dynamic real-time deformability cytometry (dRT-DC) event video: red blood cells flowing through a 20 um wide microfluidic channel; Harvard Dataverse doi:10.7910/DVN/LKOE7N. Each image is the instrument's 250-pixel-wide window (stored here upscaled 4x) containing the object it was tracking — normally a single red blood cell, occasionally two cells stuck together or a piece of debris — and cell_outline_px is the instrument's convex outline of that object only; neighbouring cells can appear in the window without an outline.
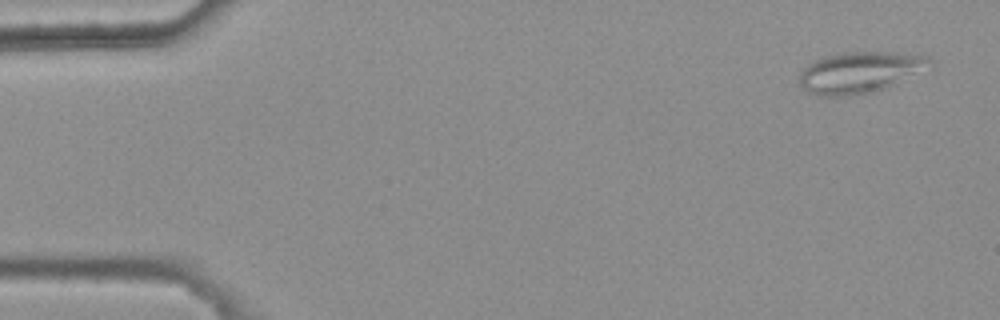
{"species": "common noctule bat (a hibernating species)", "species_latin": "Nyctalus noctula", "temperature_condition": "warm", "stored_images_in_passage": 5, "camera_frame_rate_fps": 3000, "um_per_image_px": 0.085, "animal": {"sex": "female", "body_mass_g": 25.1}, "frame": {"image": 1, "passage_image": 1, "time_ms": 0.0, "image_size_px": [1000, 320], "cell_outline_px": [[932, 68], [884, 88], [848, 96], [820, 96], [808, 92], [800, 84], [800, 72], [808, 64], [824, 56], [844, 52], [896, 52], [928, 56], [932, 60]], "centroid_in_image_um": [73.13, 6.13], "position_along_channel_um": 11.9, "area_um2": 31.27}}